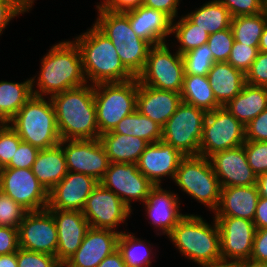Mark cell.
<instances>
[{"mask_svg": "<svg viewBox=\"0 0 267 267\" xmlns=\"http://www.w3.org/2000/svg\"><path fill=\"white\" fill-rule=\"evenodd\" d=\"M46 51L40 71L30 77L33 95L50 98L87 83L81 53L73 40L61 39Z\"/></svg>", "mask_w": 267, "mask_h": 267, "instance_id": "1", "label": "cell"}, {"mask_svg": "<svg viewBox=\"0 0 267 267\" xmlns=\"http://www.w3.org/2000/svg\"><path fill=\"white\" fill-rule=\"evenodd\" d=\"M61 140L99 139L94 85L84 84L50 97Z\"/></svg>", "mask_w": 267, "mask_h": 267, "instance_id": "2", "label": "cell"}, {"mask_svg": "<svg viewBox=\"0 0 267 267\" xmlns=\"http://www.w3.org/2000/svg\"><path fill=\"white\" fill-rule=\"evenodd\" d=\"M78 46L88 84L126 82L135 76L123 65L111 40L92 22L72 39Z\"/></svg>", "mask_w": 267, "mask_h": 267, "instance_id": "3", "label": "cell"}, {"mask_svg": "<svg viewBox=\"0 0 267 267\" xmlns=\"http://www.w3.org/2000/svg\"><path fill=\"white\" fill-rule=\"evenodd\" d=\"M211 224L202 215L186 213L165 237L179 254L197 264L213 262L221 257L220 232L215 217Z\"/></svg>", "mask_w": 267, "mask_h": 267, "instance_id": "4", "label": "cell"}, {"mask_svg": "<svg viewBox=\"0 0 267 267\" xmlns=\"http://www.w3.org/2000/svg\"><path fill=\"white\" fill-rule=\"evenodd\" d=\"M7 124L22 141L40 150L60 144L56 114L49 97L33 95Z\"/></svg>", "mask_w": 267, "mask_h": 267, "instance_id": "5", "label": "cell"}, {"mask_svg": "<svg viewBox=\"0 0 267 267\" xmlns=\"http://www.w3.org/2000/svg\"><path fill=\"white\" fill-rule=\"evenodd\" d=\"M94 25L115 46L123 65L137 77L144 69L151 45L137 36L123 12H111L95 5Z\"/></svg>", "mask_w": 267, "mask_h": 267, "instance_id": "6", "label": "cell"}, {"mask_svg": "<svg viewBox=\"0 0 267 267\" xmlns=\"http://www.w3.org/2000/svg\"><path fill=\"white\" fill-rule=\"evenodd\" d=\"M172 183L186 196L214 213L220 203L221 186L208 158L184 156Z\"/></svg>", "mask_w": 267, "mask_h": 267, "instance_id": "7", "label": "cell"}, {"mask_svg": "<svg viewBox=\"0 0 267 267\" xmlns=\"http://www.w3.org/2000/svg\"><path fill=\"white\" fill-rule=\"evenodd\" d=\"M138 86L137 77L126 82L94 85L99 135L114 130L125 116L137 109Z\"/></svg>", "mask_w": 267, "mask_h": 267, "instance_id": "8", "label": "cell"}, {"mask_svg": "<svg viewBox=\"0 0 267 267\" xmlns=\"http://www.w3.org/2000/svg\"><path fill=\"white\" fill-rule=\"evenodd\" d=\"M184 74L182 55L165 42L150 47L145 67L137 78L142 85L181 93Z\"/></svg>", "mask_w": 267, "mask_h": 267, "instance_id": "9", "label": "cell"}, {"mask_svg": "<svg viewBox=\"0 0 267 267\" xmlns=\"http://www.w3.org/2000/svg\"><path fill=\"white\" fill-rule=\"evenodd\" d=\"M206 114V111L182 101L162 127L161 140L184 156L199 155Z\"/></svg>", "mask_w": 267, "mask_h": 267, "instance_id": "10", "label": "cell"}, {"mask_svg": "<svg viewBox=\"0 0 267 267\" xmlns=\"http://www.w3.org/2000/svg\"><path fill=\"white\" fill-rule=\"evenodd\" d=\"M245 141V126L225 107H219L206 114L199 155L209 158L217 152L241 146Z\"/></svg>", "mask_w": 267, "mask_h": 267, "instance_id": "11", "label": "cell"}, {"mask_svg": "<svg viewBox=\"0 0 267 267\" xmlns=\"http://www.w3.org/2000/svg\"><path fill=\"white\" fill-rule=\"evenodd\" d=\"M133 212L113 191L100 183L88 196L82 210L90 227L111 229L119 233L129 230L126 227L120 230L118 228L125 224L128 226L127 219L132 218Z\"/></svg>", "mask_w": 267, "mask_h": 267, "instance_id": "12", "label": "cell"}, {"mask_svg": "<svg viewBox=\"0 0 267 267\" xmlns=\"http://www.w3.org/2000/svg\"><path fill=\"white\" fill-rule=\"evenodd\" d=\"M0 190L28 212L47 208L48 191L32 169L1 168Z\"/></svg>", "mask_w": 267, "mask_h": 267, "instance_id": "13", "label": "cell"}, {"mask_svg": "<svg viewBox=\"0 0 267 267\" xmlns=\"http://www.w3.org/2000/svg\"><path fill=\"white\" fill-rule=\"evenodd\" d=\"M113 191L132 211V204H143L154 184L137 168L136 163L111 162L104 177L99 182Z\"/></svg>", "mask_w": 267, "mask_h": 267, "instance_id": "14", "label": "cell"}, {"mask_svg": "<svg viewBox=\"0 0 267 267\" xmlns=\"http://www.w3.org/2000/svg\"><path fill=\"white\" fill-rule=\"evenodd\" d=\"M60 145L68 171L101 181L111 162L99 139L61 140Z\"/></svg>", "mask_w": 267, "mask_h": 267, "instance_id": "15", "label": "cell"}, {"mask_svg": "<svg viewBox=\"0 0 267 267\" xmlns=\"http://www.w3.org/2000/svg\"><path fill=\"white\" fill-rule=\"evenodd\" d=\"M163 185H154L147 199L142 206L144 207L145 220L154 228V233L158 236H168L174 226L186 215L182 213L181 198L177 191Z\"/></svg>", "mask_w": 267, "mask_h": 267, "instance_id": "16", "label": "cell"}, {"mask_svg": "<svg viewBox=\"0 0 267 267\" xmlns=\"http://www.w3.org/2000/svg\"><path fill=\"white\" fill-rule=\"evenodd\" d=\"M19 248L56 257L57 227L47 210L27 212L18 227Z\"/></svg>", "mask_w": 267, "mask_h": 267, "instance_id": "17", "label": "cell"}, {"mask_svg": "<svg viewBox=\"0 0 267 267\" xmlns=\"http://www.w3.org/2000/svg\"><path fill=\"white\" fill-rule=\"evenodd\" d=\"M220 232V253L223 259H250L256 227L254 222L232 216H214Z\"/></svg>", "mask_w": 267, "mask_h": 267, "instance_id": "18", "label": "cell"}, {"mask_svg": "<svg viewBox=\"0 0 267 267\" xmlns=\"http://www.w3.org/2000/svg\"><path fill=\"white\" fill-rule=\"evenodd\" d=\"M95 178L70 172L48 192L46 209L82 211L91 192L98 186Z\"/></svg>", "mask_w": 267, "mask_h": 267, "instance_id": "19", "label": "cell"}, {"mask_svg": "<svg viewBox=\"0 0 267 267\" xmlns=\"http://www.w3.org/2000/svg\"><path fill=\"white\" fill-rule=\"evenodd\" d=\"M183 157L172 145L160 140L149 144L136 164L139 171L154 185H162L166 179L173 181Z\"/></svg>", "mask_w": 267, "mask_h": 267, "instance_id": "20", "label": "cell"}, {"mask_svg": "<svg viewBox=\"0 0 267 267\" xmlns=\"http://www.w3.org/2000/svg\"><path fill=\"white\" fill-rule=\"evenodd\" d=\"M208 159L221 187L257 184V175L248 164L243 145L217 152Z\"/></svg>", "mask_w": 267, "mask_h": 267, "instance_id": "21", "label": "cell"}, {"mask_svg": "<svg viewBox=\"0 0 267 267\" xmlns=\"http://www.w3.org/2000/svg\"><path fill=\"white\" fill-rule=\"evenodd\" d=\"M120 233L111 229L90 227L77 251L63 267H97L101 261L118 249Z\"/></svg>", "mask_w": 267, "mask_h": 267, "instance_id": "22", "label": "cell"}, {"mask_svg": "<svg viewBox=\"0 0 267 267\" xmlns=\"http://www.w3.org/2000/svg\"><path fill=\"white\" fill-rule=\"evenodd\" d=\"M47 210L53 215L57 227L56 258L63 265L80 247L90 225L82 211Z\"/></svg>", "mask_w": 267, "mask_h": 267, "instance_id": "23", "label": "cell"}, {"mask_svg": "<svg viewBox=\"0 0 267 267\" xmlns=\"http://www.w3.org/2000/svg\"><path fill=\"white\" fill-rule=\"evenodd\" d=\"M123 13L137 36L151 46L172 41V20L163 12L141 5Z\"/></svg>", "mask_w": 267, "mask_h": 267, "instance_id": "24", "label": "cell"}, {"mask_svg": "<svg viewBox=\"0 0 267 267\" xmlns=\"http://www.w3.org/2000/svg\"><path fill=\"white\" fill-rule=\"evenodd\" d=\"M181 102L178 92L145 86L139 82L136 110L160 127L166 124Z\"/></svg>", "mask_w": 267, "mask_h": 267, "instance_id": "25", "label": "cell"}, {"mask_svg": "<svg viewBox=\"0 0 267 267\" xmlns=\"http://www.w3.org/2000/svg\"><path fill=\"white\" fill-rule=\"evenodd\" d=\"M259 198L257 184L221 187L220 203L213 216H232L253 221Z\"/></svg>", "mask_w": 267, "mask_h": 267, "instance_id": "26", "label": "cell"}, {"mask_svg": "<svg viewBox=\"0 0 267 267\" xmlns=\"http://www.w3.org/2000/svg\"><path fill=\"white\" fill-rule=\"evenodd\" d=\"M207 77L217 103L221 107L234 99L246 84L245 74L228 62H215Z\"/></svg>", "mask_w": 267, "mask_h": 267, "instance_id": "27", "label": "cell"}, {"mask_svg": "<svg viewBox=\"0 0 267 267\" xmlns=\"http://www.w3.org/2000/svg\"><path fill=\"white\" fill-rule=\"evenodd\" d=\"M33 174L49 192L68 173L63 148L60 144L41 149L32 166Z\"/></svg>", "mask_w": 267, "mask_h": 267, "instance_id": "28", "label": "cell"}, {"mask_svg": "<svg viewBox=\"0 0 267 267\" xmlns=\"http://www.w3.org/2000/svg\"><path fill=\"white\" fill-rule=\"evenodd\" d=\"M224 107L246 126L267 108V87L246 83L242 91Z\"/></svg>", "mask_w": 267, "mask_h": 267, "instance_id": "29", "label": "cell"}, {"mask_svg": "<svg viewBox=\"0 0 267 267\" xmlns=\"http://www.w3.org/2000/svg\"><path fill=\"white\" fill-rule=\"evenodd\" d=\"M99 140L110 162L114 163H137L149 145L142 138L115 133L113 130L100 135Z\"/></svg>", "mask_w": 267, "mask_h": 267, "instance_id": "30", "label": "cell"}, {"mask_svg": "<svg viewBox=\"0 0 267 267\" xmlns=\"http://www.w3.org/2000/svg\"><path fill=\"white\" fill-rule=\"evenodd\" d=\"M129 231L120 233L118 239V250L122 254L126 267H153L152 262L155 263V259L159 257L156 255L157 248L153 249L155 248L153 243Z\"/></svg>", "mask_w": 267, "mask_h": 267, "instance_id": "31", "label": "cell"}, {"mask_svg": "<svg viewBox=\"0 0 267 267\" xmlns=\"http://www.w3.org/2000/svg\"><path fill=\"white\" fill-rule=\"evenodd\" d=\"M185 15L209 35L231 27L232 16L217 0H209Z\"/></svg>", "mask_w": 267, "mask_h": 267, "instance_id": "32", "label": "cell"}, {"mask_svg": "<svg viewBox=\"0 0 267 267\" xmlns=\"http://www.w3.org/2000/svg\"><path fill=\"white\" fill-rule=\"evenodd\" d=\"M33 96L31 78L23 82L0 80V118L7 124Z\"/></svg>", "mask_w": 267, "mask_h": 267, "instance_id": "33", "label": "cell"}, {"mask_svg": "<svg viewBox=\"0 0 267 267\" xmlns=\"http://www.w3.org/2000/svg\"><path fill=\"white\" fill-rule=\"evenodd\" d=\"M180 94L183 102L206 112L221 107L217 103L207 76L184 75Z\"/></svg>", "mask_w": 267, "mask_h": 267, "instance_id": "34", "label": "cell"}, {"mask_svg": "<svg viewBox=\"0 0 267 267\" xmlns=\"http://www.w3.org/2000/svg\"><path fill=\"white\" fill-rule=\"evenodd\" d=\"M172 36L173 42H171V45L181 55L206 44L209 38V34L193 23L185 13L172 21Z\"/></svg>", "mask_w": 267, "mask_h": 267, "instance_id": "35", "label": "cell"}, {"mask_svg": "<svg viewBox=\"0 0 267 267\" xmlns=\"http://www.w3.org/2000/svg\"><path fill=\"white\" fill-rule=\"evenodd\" d=\"M113 131L127 136L142 138L149 144L156 143L162 139V127L137 110L125 116Z\"/></svg>", "mask_w": 267, "mask_h": 267, "instance_id": "36", "label": "cell"}, {"mask_svg": "<svg viewBox=\"0 0 267 267\" xmlns=\"http://www.w3.org/2000/svg\"><path fill=\"white\" fill-rule=\"evenodd\" d=\"M267 16L265 12L255 15L232 17L231 30L234 40L248 46H258Z\"/></svg>", "mask_w": 267, "mask_h": 267, "instance_id": "37", "label": "cell"}, {"mask_svg": "<svg viewBox=\"0 0 267 267\" xmlns=\"http://www.w3.org/2000/svg\"><path fill=\"white\" fill-rule=\"evenodd\" d=\"M184 61V75L207 76L214 62L213 54L208 44H203L182 54Z\"/></svg>", "mask_w": 267, "mask_h": 267, "instance_id": "38", "label": "cell"}, {"mask_svg": "<svg viewBox=\"0 0 267 267\" xmlns=\"http://www.w3.org/2000/svg\"><path fill=\"white\" fill-rule=\"evenodd\" d=\"M28 211L0 190V227H19Z\"/></svg>", "mask_w": 267, "mask_h": 267, "instance_id": "39", "label": "cell"}, {"mask_svg": "<svg viewBox=\"0 0 267 267\" xmlns=\"http://www.w3.org/2000/svg\"><path fill=\"white\" fill-rule=\"evenodd\" d=\"M231 28L209 35L208 47L212 51L214 62H227L234 43Z\"/></svg>", "mask_w": 267, "mask_h": 267, "instance_id": "40", "label": "cell"}, {"mask_svg": "<svg viewBox=\"0 0 267 267\" xmlns=\"http://www.w3.org/2000/svg\"><path fill=\"white\" fill-rule=\"evenodd\" d=\"M258 52V46H248L234 41L227 62L237 70H240L244 74H246L251 68L252 63L256 59Z\"/></svg>", "mask_w": 267, "mask_h": 267, "instance_id": "41", "label": "cell"}, {"mask_svg": "<svg viewBox=\"0 0 267 267\" xmlns=\"http://www.w3.org/2000/svg\"><path fill=\"white\" fill-rule=\"evenodd\" d=\"M247 161L253 172L259 176L267 172V141H245L243 144Z\"/></svg>", "mask_w": 267, "mask_h": 267, "instance_id": "42", "label": "cell"}, {"mask_svg": "<svg viewBox=\"0 0 267 267\" xmlns=\"http://www.w3.org/2000/svg\"><path fill=\"white\" fill-rule=\"evenodd\" d=\"M21 141L20 136L8 124L0 128V169L9 164Z\"/></svg>", "mask_w": 267, "mask_h": 267, "instance_id": "43", "label": "cell"}, {"mask_svg": "<svg viewBox=\"0 0 267 267\" xmlns=\"http://www.w3.org/2000/svg\"><path fill=\"white\" fill-rule=\"evenodd\" d=\"M17 262L18 267H63L55 256L22 248L17 251Z\"/></svg>", "mask_w": 267, "mask_h": 267, "instance_id": "44", "label": "cell"}, {"mask_svg": "<svg viewBox=\"0 0 267 267\" xmlns=\"http://www.w3.org/2000/svg\"><path fill=\"white\" fill-rule=\"evenodd\" d=\"M225 5L232 17L255 15L264 11V0H217Z\"/></svg>", "mask_w": 267, "mask_h": 267, "instance_id": "45", "label": "cell"}, {"mask_svg": "<svg viewBox=\"0 0 267 267\" xmlns=\"http://www.w3.org/2000/svg\"><path fill=\"white\" fill-rule=\"evenodd\" d=\"M40 149L21 141L9 164L4 168L32 169Z\"/></svg>", "mask_w": 267, "mask_h": 267, "instance_id": "46", "label": "cell"}, {"mask_svg": "<svg viewBox=\"0 0 267 267\" xmlns=\"http://www.w3.org/2000/svg\"><path fill=\"white\" fill-rule=\"evenodd\" d=\"M245 76L247 84L267 87V53L258 52L256 59Z\"/></svg>", "mask_w": 267, "mask_h": 267, "instance_id": "47", "label": "cell"}, {"mask_svg": "<svg viewBox=\"0 0 267 267\" xmlns=\"http://www.w3.org/2000/svg\"><path fill=\"white\" fill-rule=\"evenodd\" d=\"M23 14L26 12L22 1H0V37L12 20Z\"/></svg>", "mask_w": 267, "mask_h": 267, "instance_id": "48", "label": "cell"}, {"mask_svg": "<svg viewBox=\"0 0 267 267\" xmlns=\"http://www.w3.org/2000/svg\"><path fill=\"white\" fill-rule=\"evenodd\" d=\"M246 141H267V108L245 126Z\"/></svg>", "mask_w": 267, "mask_h": 267, "instance_id": "49", "label": "cell"}, {"mask_svg": "<svg viewBox=\"0 0 267 267\" xmlns=\"http://www.w3.org/2000/svg\"><path fill=\"white\" fill-rule=\"evenodd\" d=\"M18 249V229L14 227H0V255L14 253Z\"/></svg>", "mask_w": 267, "mask_h": 267, "instance_id": "50", "label": "cell"}, {"mask_svg": "<svg viewBox=\"0 0 267 267\" xmlns=\"http://www.w3.org/2000/svg\"><path fill=\"white\" fill-rule=\"evenodd\" d=\"M181 1L182 0H143V5L163 12L173 21L179 17L178 10L180 9Z\"/></svg>", "mask_w": 267, "mask_h": 267, "instance_id": "51", "label": "cell"}, {"mask_svg": "<svg viewBox=\"0 0 267 267\" xmlns=\"http://www.w3.org/2000/svg\"><path fill=\"white\" fill-rule=\"evenodd\" d=\"M250 259L267 263V228L256 229Z\"/></svg>", "mask_w": 267, "mask_h": 267, "instance_id": "52", "label": "cell"}, {"mask_svg": "<svg viewBox=\"0 0 267 267\" xmlns=\"http://www.w3.org/2000/svg\"><path fill=\"white\" fill-rule=\"evenodd\" d=\"M96 4L103 10L126 12L143 5V0H100Z\"/></svg>", "mask_w": 267, "mask_h": 267, "instance_id": "53", "label": "cell"}, {"mask_svg": "<svg viewBox=\"0 0 267 267\" xmlns=\"http://www.w3.org/2000/svg\"><path fill=\"white\" fill-rule=\"evenodd\" d=\"M253 222L256 229L267 228V198L265 197L259 198Z\"/></svg>", "mask_w": 267, "mask_h": 267, "instance_id": "54", "label": "cell"}, {"mask_svg": "<svg viewBox=\"0 0 267 267\" xmlns=\"http://www.w3.org/2000/svg\"><path fill=\"white\" fill-rule=\"evenodd\" d=\"M97 267H126L121 252L117 249L105 257Z\"/></svg>", "mask_w": 267, "mask_h": 267, "instance_id": "55", "label": "cell"}, {"mask_svg": "<svg viewBox=\"0 0 267 267\" xmlns=\"http://www.w3.org/2000/svg\"><path fill=\"white\" fill-rule=\"evenodd\" d=\"M198 267H238V261L220 258L213 262L197 264Z\"/></svg>", "mask_w": 267, "mask_h": 267, "instance_id": "56", "label": "cell"}, {"mask_svg": "<svg viewBox=\"0 0 267 267\" xmlns=\"http://www.w3.org/2000/svg\"><path fill=\"white\" fill-rule=\"evenodd\" d=\"M0 267H18L17 252L0 255Z\"/></svg>", "mask_w": 267, "mask_h": 267, "instance_id": "57", "label": "cell"}, {"mask_svg": "<svg viewBox=\"0 0 267 267\" xmlns=\"http://www.w3.org/2000/svg\"><path fill=\"white\" fill-rule=\"evenodd\" d=\"M257 187L260 197L267 198V172L257 176Z\"/></svg>", "mask_w": 267, "mask_h": 267, "instance_id": "58", "label": "cell"}, {"mask_svg": "<svg viewBox=\"0 0 267 267\" xmlns=\"http://www.w3.org/2000/svg\"><path fill=\"white\" fill-rule=\"evenodd\" d=\"M238 267H267V263L245 259L238 261Z\"/></svg>", "mask_w": 267, "mask_h": 267, "instance_id": "59", "label": "cell"}, {"mask_svg": "<svg viewBox=\"0 0 267 267\" xmlns=\"http://www.w3.org/2000/svg\"><path fill=\"white\" fill-rule=\"evenodd\" d=\"M258 50L259 52L267 53V23L265 24L262 35L260 37Z\"/></svg>", "mask_w": 267, "mask_h": 267, "instance_id": "60", "label": "cell"}, {"mask_svg": "<svg viewBox=\"0 0 267 267\" xmlns=\"http://www.w3.org/2000/svg\"><path fill=\"white\" fill-rule=\"evenodd\" d=\"M37 0H22L23 7L26 13H30L33 10L34 4Z\"/></svg>", "mask_w": 267, "mask_h": 267, "instance_id": "61", "label": "cell"}, {"mask_svg": "<svg viewBox=\"0 0 267 267\" xmlns=\"http://www.w3.org/2000/svg\"><path fill=\"white\" fill-rule=\"evenodd\" d=\"M264 12L267 16V0H264Z\"/></svg>", "mask_w": 267, "mask_h": 267, "instance_id": "62", "label": "cell"}, {"mask_svg": "<svg viewBox=\"0 0 267 267\" xmlns=\"http://www.w3.org/2000/svg\"><path fill=\"white\" fill-rule=\"evenodd\" d=\"M5 123L1 120L0 118V128L4 125Z\"/></svg>", "mask_w": 267, "mask_h": 267, "instance_id": "63", "label": "cell"}, {"mask_svg": "<svg viewBox=\"0 0 267 267\" xmlns=\"http://www.w3.org/2000/svg\"><path fill=\"white\" fill-rule=\"evenodd\" d=\"M0 1H22V0H0Z\"/></svg>", "mask_w": 267, "mask_h": 267, "instance_id": "64", "label": "cell"}]
</instances>
